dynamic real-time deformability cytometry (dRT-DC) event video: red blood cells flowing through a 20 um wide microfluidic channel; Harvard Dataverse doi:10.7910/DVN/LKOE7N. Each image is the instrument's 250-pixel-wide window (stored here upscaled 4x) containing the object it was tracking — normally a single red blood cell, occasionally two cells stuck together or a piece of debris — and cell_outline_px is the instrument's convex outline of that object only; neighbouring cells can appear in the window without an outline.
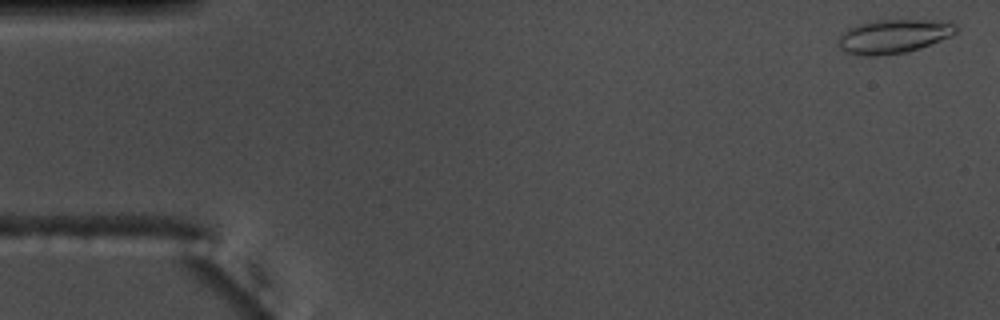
{"species": "common noctule bat (a hibernating species)", "species_latin": "Nyctalus noctula", "temperature_condition": "warm", "stored_images_in_passage": 55, "camera_frame_rate_fps": 3000, "um_per_image_px": 0.085, "animal": {"sex": "male", "body_mass_g": 17.5, "forearm_length_mm": 52.3}, "frame": {"image": 1, "passage_image": 2, "time_ms": 0.333, "image_size_px": [1000, 320], "cell_outline_px": [[956, 32], [952, 36], [920, 48], [904, 52], [876, 56], [864, 56], [848, 52], [840, 48], [840, 36], [848, 28], [856, 24], [876, 20], [936, 20], [956, 24]], "centroid_in_image_um": [75.97, 3.08], "position_along_channel_um": 9.0, "area_um2": 23.0}}
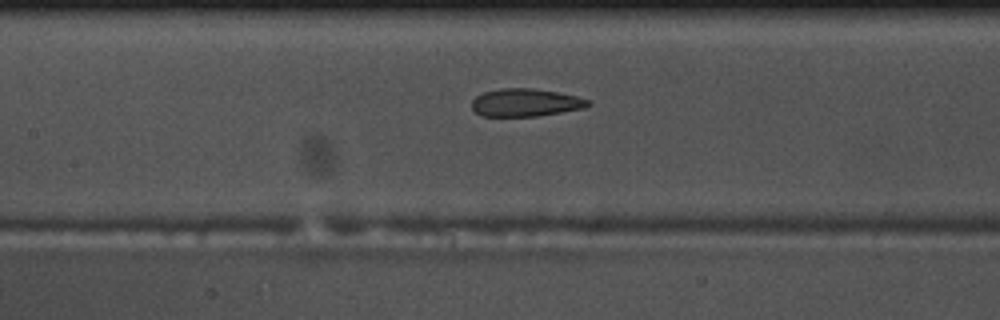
{"frame": {"image": 2, "passage_image": 25, "time_ms": 8.0, "image_size_px": [1000, 320], "cell_outline_px": [[592, 104], [584, 108], [536, 116], [480, 116], [472, 108], [472, 100], [476, 96], [484, 92], [500, 88], [532, 88], [556, 92], [576, 96], [588, 100]], "centroid_in_image_um": [44.64, 8.72], "position_along_channel_um": 162.8, "area_um2": 18.73}}
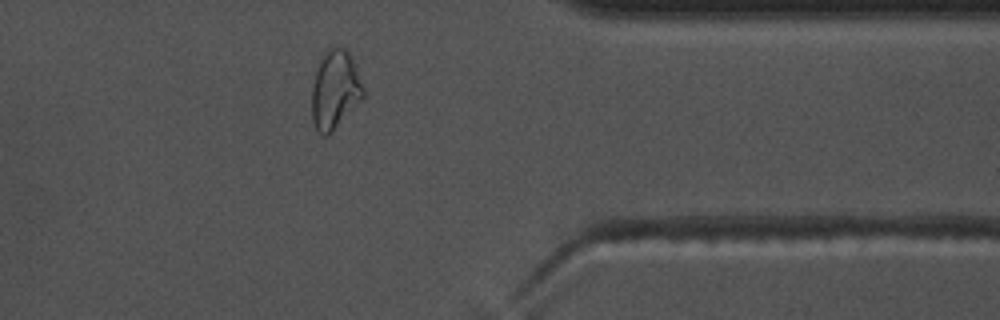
{"frame": {"image": 3, "passage_image": 44, "time_ms": 14.333, "image_size_px": [1000, 320], "cell_outline_px": [[364, 96], [332, 132], [328, 136], [324, 136], [316, 128], [312, 120], [312, 84], [320, 56], [328, 48], [344, 48], [348, 52], [352, 60], [364, 88]], "centroid_in_image_um": [28.45, 7.63], "position_along_channel_um": 383.0, "area_um2": 23.29}, "authors_computed_cell_mechanics": {"area_um2": 21.2704, "velocity_mm_per_s": 3.7032, "shape_relaxation_time_tau1_ms": null, "shape_relaxation_time_tau2_ms": 1.6801, "deformation_change_tau1": null, "deformation_change_tau2": 0.0821}}